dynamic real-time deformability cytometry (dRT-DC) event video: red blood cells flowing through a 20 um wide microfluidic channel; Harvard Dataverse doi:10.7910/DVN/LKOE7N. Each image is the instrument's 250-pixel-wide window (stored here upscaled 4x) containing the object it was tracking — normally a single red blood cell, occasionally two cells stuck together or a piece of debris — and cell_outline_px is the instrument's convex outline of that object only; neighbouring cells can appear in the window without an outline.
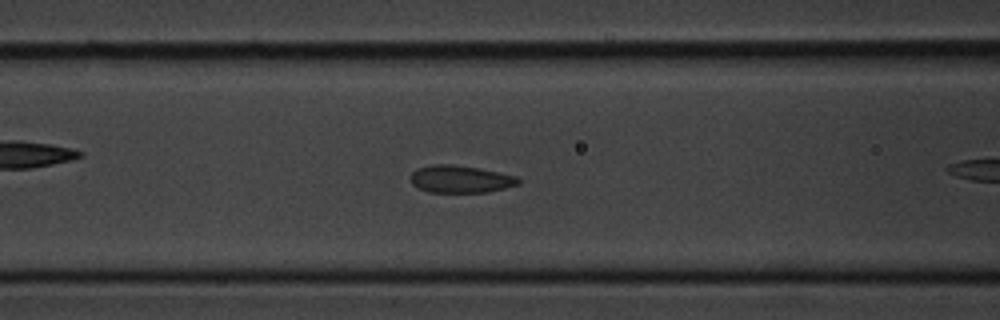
{"species": "common noctule bat (a hibernating species)", "species_latin": "Nyctalus noctula", "temperature_condition": "cold", "stored_images_in_passage": 46, "camera_frame_rate_fps": 3000, "um_per_image_px": 0.085, "animal": {"sex": "male", "body_mass_g": 20.1, "forearm_length_mm": 53.5}, "frame": {"image": 1, "passage_image": 21, "time_ms": 6.667, "image_size_px": [1000, 320], "cell_outline_px": [[520, 184], [488, 192], [428, 192], [416, 188], [412, 184], [412, 172], [420, 168], [432, 164], [452, 164], [476, 168], [516, 176], [520, 180]], "centroid_in_image_um": [39.12, 15.23], "position_along_channel_um": 127.5, "area_um2": 16.99}}
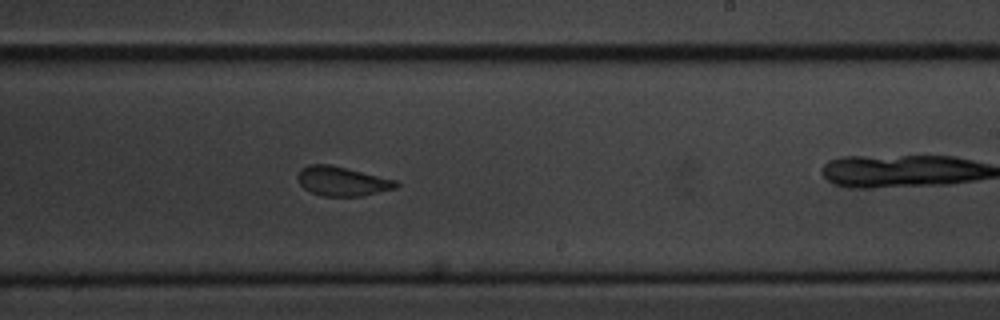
{"frame": {"image": 2, "passage_image": 32, "time_ms": 10.333, "image_size_px": [1000, 320], "cell_outline_px": [[400, 184], [396, 188], [360, 196], [324, 196], [312, 192], [304, 188], [300, 184], [296, 176], [300, 168], [308, 164], [328, 164], [396, 180]], "centroid_in_image_um": [29.05, 15.4], "position_along_channel_um": 260.0, "area_um2": 16.65}}
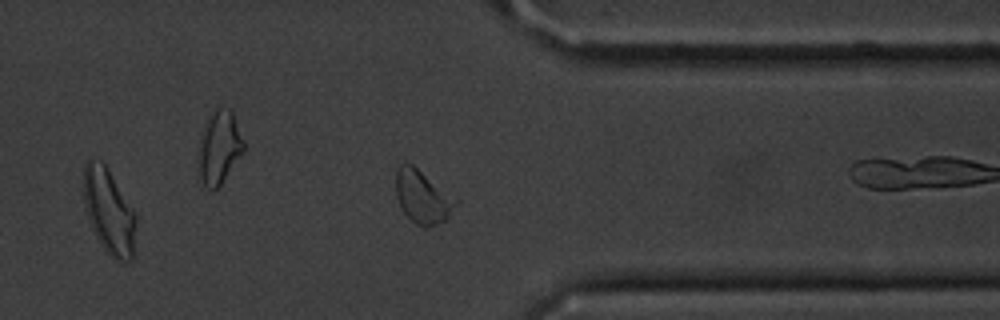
{"frame": {"image": 3, "passage_image": 42, "time_ms": 13.667, "image_size_px": [1000, 320], "cell_outline_px": [[460, 200], [448, 216], [444, 220], [436, 224], [424, 228], [416, 224], [404, 212], [396, 196], [396, 168], [400, 164], [412, 164], [456, 196]], "centroid_in_image_um": [35.94, 16.71], "position_along_channel_um": 375.5, "area_um2": 18.55}, "authors_computed_cell_mechanics": {"area_um2": 17.8602, "velocity_mm_per_s": 3.616, "shape_relaxation_time_tau1_ms": 3.9335, "shape_relaxation_time_tau2_ms": 0.9371, "deformation_change_tau1": 0.0856, "deformation_change_tau2": 0.048}}